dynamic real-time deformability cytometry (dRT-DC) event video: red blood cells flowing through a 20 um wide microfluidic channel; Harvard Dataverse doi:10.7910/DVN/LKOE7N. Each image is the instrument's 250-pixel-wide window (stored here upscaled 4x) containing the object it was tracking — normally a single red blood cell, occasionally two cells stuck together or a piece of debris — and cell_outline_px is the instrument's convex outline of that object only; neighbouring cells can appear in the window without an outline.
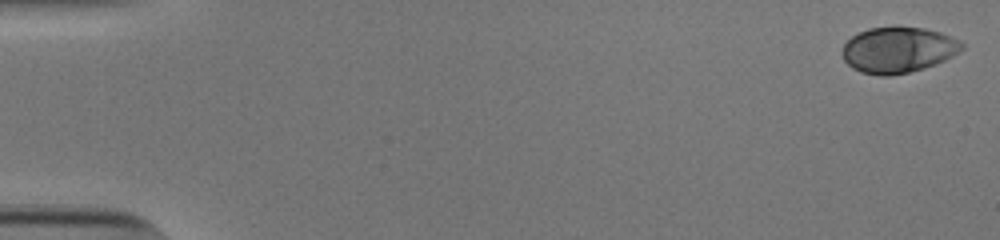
{"species": "human", "species_latin": "Homo sapiens", "temperature_condition": "cold", "stored_images_in_passage": 48, "camera_frame_rate_fps": 3000, "um_per_image_px": 0.085, "donor": {"sex": "male"}, "frame": {"image": 1, "passage_image": 1, "time_ms": 0.0, "image_size_px": [1000, 240], "cell_outline_px": [[964, 48], [952, 56], [936, 64], [924, 68], [892, 76], [880, 76], [860, 72], [852, 68], [844, 60], [840, 52], [844, 44], [852, 36], [868, 28], [896, 24], [924, 28], [940, 32], [960, 40], [964, 44]], "centroid_in_image_um": [76.32, 4.21], "position_along_channel_um": 8.7, "area_um2": 32.66}}
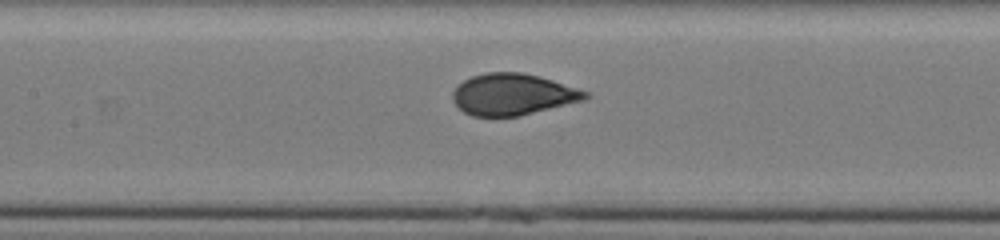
{"frame": {"image": 2, "passage_image": 26, "time_ms": 8.333, "image_size_px": [1000, 240], "cell_outline_px": [[592, 96], [584, 100], [520, 116], [472, 116], [464, 112], [452, 100], [452, 92], [464, 80], [472, 76], [484, 72], [520, 72], [540, 76], [592, 92]], "centroid_in_image_um": [43.64, 8.02], "position_along_channel_um": 163.8, "area_um2": 32.25}}
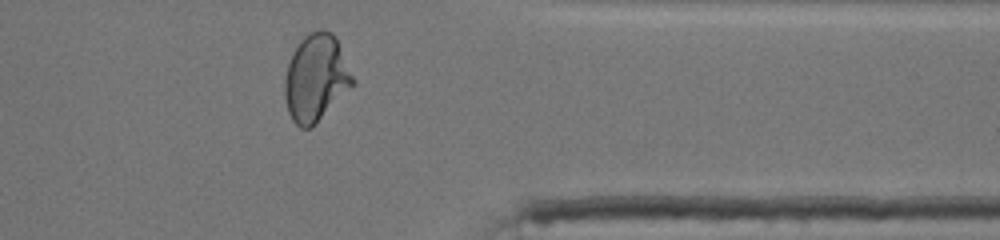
{"frame": {"image": 3, "passage_image": 44, "time_ms": 14.333, "image_size_px": [1000, 240], "cell_outline_px": [[356, 84], [312, 128], [300, 128], [292, 120], [288, 112], [284, 96], [284, 80], [288, 64], [292, 52], [300, 40], [308, 32], [320, 28], [324, 28], [332, 32], [336, 36], [356, 80]], "centroid_in_image_um": [26.88, 6.61], "position_along_channel_um": 384.5, "area_um2": 35.32}, "authors_computed_cell_mechanics": {"area_um2": 32.2524, "velocity_mm_per_s": 3.8364, "shape_relaxation_time_tau1_ms": 5.8002, "shape_relaxation_time_tau2_ms": null, "deformation_change_tau1": 0.1917, "deformation_change_tau2": null}}